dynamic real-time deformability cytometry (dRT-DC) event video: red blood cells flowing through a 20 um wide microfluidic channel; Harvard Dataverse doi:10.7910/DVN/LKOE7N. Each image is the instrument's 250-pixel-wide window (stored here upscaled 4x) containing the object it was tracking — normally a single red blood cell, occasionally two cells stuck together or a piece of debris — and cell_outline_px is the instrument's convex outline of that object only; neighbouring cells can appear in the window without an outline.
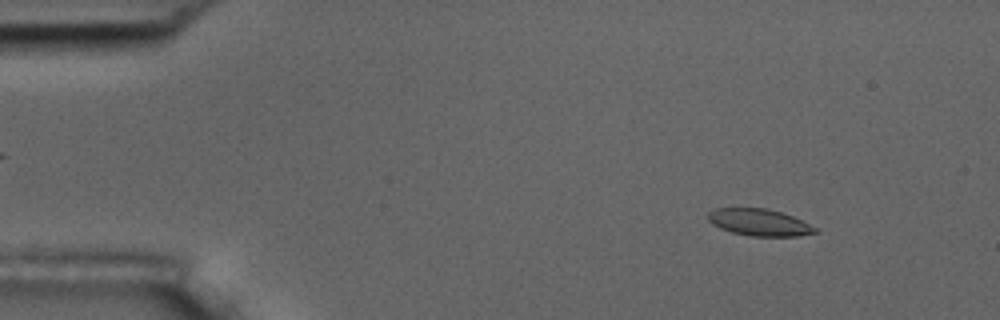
{"species": "common noctule bat (a hibernating species)", "species_latin": "Nyctalus noctula", "temperature_condition": "room temperature", "stored_images_in_passage": 56, "camera_frame_rate_fps": 3000, "um_per_image_px": 0.085, "animal": {"sex": "male", "body_mass_g": 17.5, "forearm_length_mm": 52.3}, "frame": {"image": 1, "passage_image": 6, "time_ms": 1.667, "image_size_px": [1000, 320], "cell_outline_px": [[820, 232], [800, 236], [752, 236], [732, 232], [720, 228], [712, 224], [708, 220], [708, 212], [716, 208], [768, 208], [792, 216], [816, 228]], "centroid_in_image_um": [64.53, 18.9], "position_along_channel_um": 20.5, "area_um2": 16.7}}
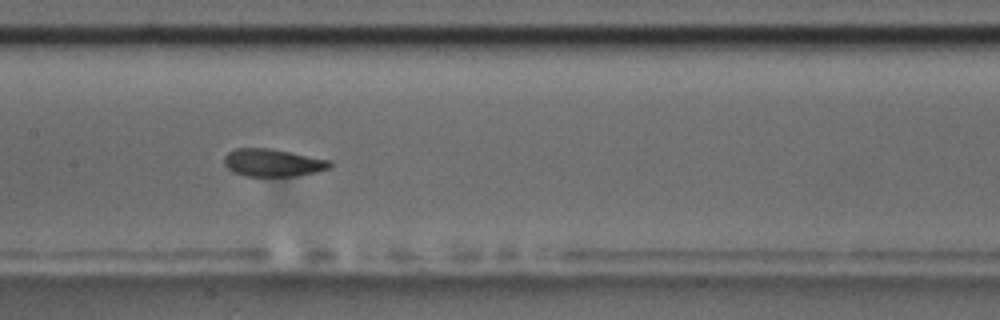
{"frame": {"image": 2, "passage_image": 27, "time_ms": 8.667, "image_size_px": [1000, 320], "cell_outline_px": [[332, 164], [328, 168], [316, 172], [296, 176], [244, 176], [232, 172], [224, 164], [224, 156], [228, 152], [236, 148], [272, 148], [332, 160]], "centroid_in_image_um": [23.18, 13.82], "position_along_channel_um": 184.2, "area_um2": 17.22}}
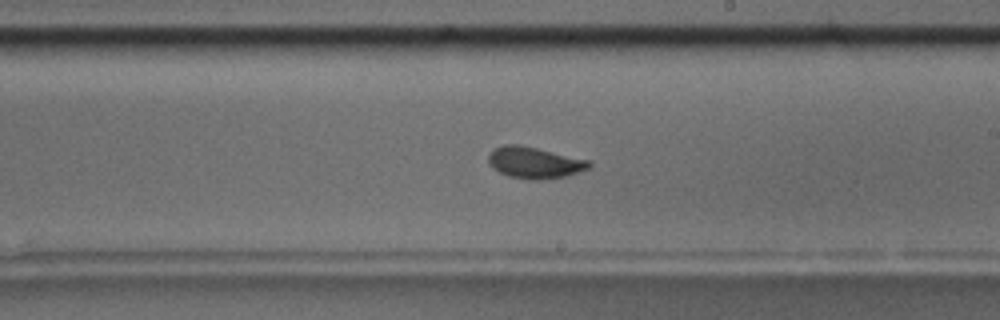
{"frame": {"image": 3, "passage_image": 32, "time_ms": 10.333, "image_size_px": [1000, 320], "cell_outline_px": [[592, 164], [588, 168], [568, 176], [540, 180], [528, 180], [508, 176], [492, 168], [488, 164], [488, 152], [492, 148], [504, 144], [520, 144], [592, 160]], "centroid_in_image_um": [45.42, 13.81], "position_along_channel_um": 243.6, "area_um2": 18.96}, "authors_computed_cell_mechanics": {"area_um2": 17.8024, "velocity_mm_per_s": 3.5746, "shape_relaxation_time_tau1_ms": 3.4404, "shape_relaxation_time_tau2_ms": 0.9947, "deformation_change_tau1": 0.128, "deformation_change_tau2": 0.0476}}